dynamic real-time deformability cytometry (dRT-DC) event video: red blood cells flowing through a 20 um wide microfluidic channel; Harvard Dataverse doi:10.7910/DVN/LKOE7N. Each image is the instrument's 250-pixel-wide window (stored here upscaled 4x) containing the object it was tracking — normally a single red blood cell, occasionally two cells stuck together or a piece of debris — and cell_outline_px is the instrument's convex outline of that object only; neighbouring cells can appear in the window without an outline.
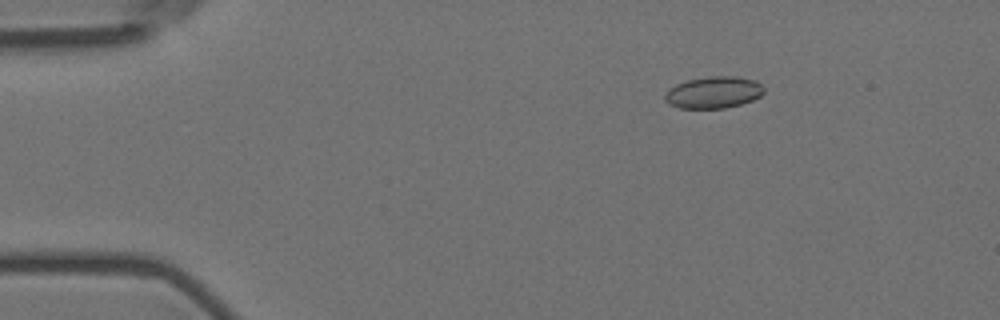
{"species": "Egyptian fruit bat (a non-hibernating species)", "species_latin": "Rousettus aegyptiacus", "temperature_condition": "room temperature", "stored_images_in_passage": 55, "camera_frame_rate_fps": 3000, "um_per_image_px": 0.085, "animal": {"sex": "female"}, "frame": {"image": 1, "passage_image": 7, "time_ms": 2.0, "image_size_px": [1000, 320], "cell_outline_px": [[764, 92], [760, 96], [752, 100], [740, 104], [724, 108], [680, 108], [668, 104], [664, 100], [664, 96], [668, 88], [676, 84], [688, 80], [708, 76], [736, 76], [756, 80], [764, 88]], "centroid_in_image_um": [60.63, 7.85], "position_along_channel_um": 24.4, "area_um2": 18.44}}
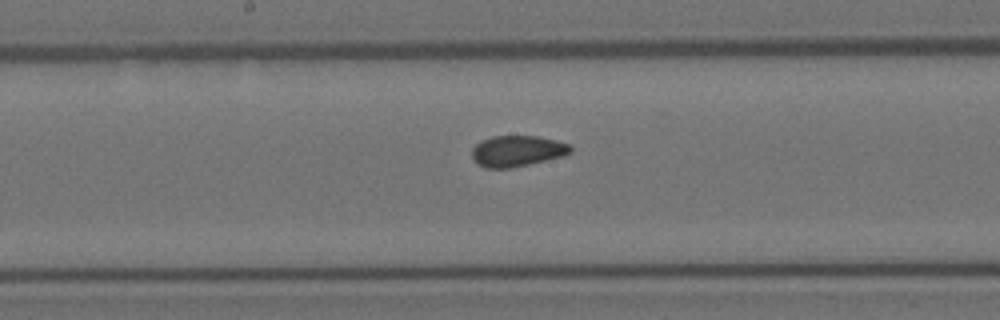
{"frame": {"image": 2, "passage_image": 28, "time_ms": 9.0, "image_size_px": [1000, 320], "cell_outline_px": [[572, 152], [560, 156], [528, 164], [508, 168], [484, 168], [476, 164], [472, 160], [472, 148], [480, 140], [492, 136], [540, 136], [556, 140], [568, 144], [572, 148]], "centroid_in_image_um": [43.9, 12.83], "position_along_channel_um": 204.3, "area_um2": 17.8}}
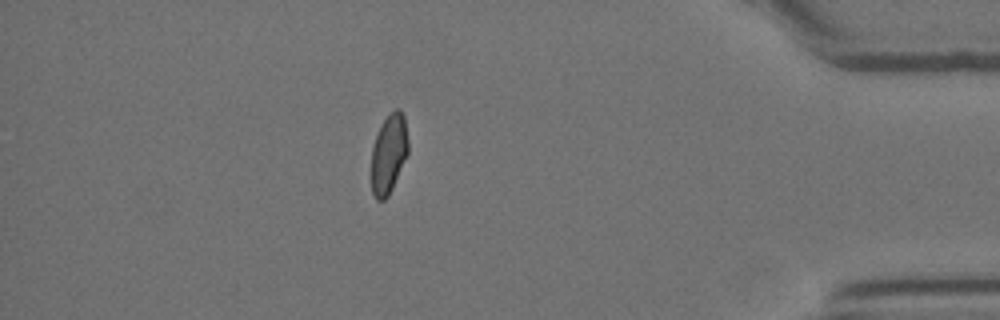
{"frame": {"image": 3, "passage_image": 48, "time_ms": 15.667, "image_size_px": [1000, 320], "cell_outline_px": [[408, 152], [392, 188], [388, 196], [384, 200], [376, 200], [372, 192], [372, 144], [380, 124], [396, 108], [400, 108], [404, 116], [408, 140]], "centroid_in_image_um": [33.03, 13.05], "position_along_channel_um": 402.2, "area_um2": 16.94}, "authors_computed_cell_mechanics": {"area_um2": 18.0914, "velocity_mm_per_s": 3.5911, "shape_relaxation_time_tau1_ms": null, "shape_relaxation_time_tau2_ms": 1.5048, "deformation_change_tau1": null, "deformation_change_tau2": 0.0593}}